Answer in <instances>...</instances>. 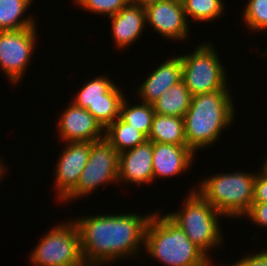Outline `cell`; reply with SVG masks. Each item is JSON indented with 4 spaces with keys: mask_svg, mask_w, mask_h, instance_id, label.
<instances>
[{
    "mask_svg": "<svg viewBox=\"0 0 267 266\" xmlns=\"http://www.w3.org/2000/svg\"><path fill=\"white\" fill-rule=\"evenodd\" d=\"M159 212H153L146 226L143 249L148 256L165 266H206L211 258L167 215Z\"/></svg>",
    "mask_w": 267,
    "mask_h": 266,
    "instance_id": "3957f363",
    "label": "cell"
},
{
    "mask_svg": "<svg viewBox=\"0 0 267 266\" xmlns=\"http://www.w3.org/2000/svg\"><path fill=\"white\" fill-rule=\"evenodd\" d=\"M208 177L194 186L195 191L224 218L243 217L253 203L256 173L237 171Z\"/></svg>",
    "mask_w": 267,
    "mask_h": 266,
    "instance_id": "277c9868",
    "label": "cell"
},
{
    "mask_svg": "<svg viewBox=\"0 0 267 266\" xmlns=\"http://www.w3.org/2000/svg\"><path fill=\"white\" fill-rule=\"evenodd\" d=\"M243 21L250 31L267 30V0H248L242 11ZM267 56V49L262 54Z\"/></svg>",
    "mask_w": 267,
    "mask_h": 266,
    "instance_id": "d4e9b609",
    "label": "cell"
},
{
    "mask_svg": "<svg viewBox=\"0 0 267 266\" xmlns=\"http://www.w3.org/2000/svg\"><path fill=\"white\" fill-rule=\"evenodd\" d=\"M125 97L120 107V118L141 131L147 138L150 134L155 111L152 104L140 102L131 106Z\"/></svg>",
    "mask_w": 267,
    "mask_h": 266,
    "instance_id": "7402d4cb",
    "label": "cell"
},
{
    "mask_svg": "<svg viewBox=\"0 0 267 266\" xmlns=\"http://www.w3.org/2000/svg\"><path fill=\"white\" fill-rule=\"evenodd\" d=\"M183 202V209L166 215L209 257L211 249L223 243L224 236L219 223L223 216L195 189L190 190Z\"/></svg>",
    "mask_w": 267,
    "mask_h": 266,
    "instance_id": "5b68a950",
    "label": "cell"
},
{
    "mask_svg": "<svg viewBox=\"0 0 267 266\" xmlns=\"http://www.w3.org/2000/svg\"><path fill=\"white\" fill-rule=\"evenodd\" d=\"M150 213H100L76 219L83 259L91 266H103L135 258L144 247Z\"/></svg>",
    "mask_w": 267,
    "mask_h": 266,
    "instance_id": "6da1fadb",
    "label": "cell"
},
{
    "mask_svg": "<svg viewBox=\"0 0 267 266\" xmlns=\"http://www.w3.org/2000/svg\"><path fill=\"white\" fill-rule=\"evenodd\" d=\"M253 203H267V165L264 163L256 173L253 190Z\"/></svg>",
    "mask_w": 267,
    "mask_h": 266,
    "instance_id": "4316f807",
    "label": "cell"
},
{
    "mask_svg": "<svg viewBox=\"0 0 267 266\" xmlns=\"http://www.w3.org/2000/svg\"><path fill=\"white\" fill-rule=\"evenodd\" d=\"M230 266H267V250L264 249L262 252L255 254L250 253Z\"/></svg>",
    "mask_w": 267,
    "mask_h": 266,
    "instance_id": "f1b7e54d",
    "label": "cell"
},
{
    "mask_svg": "<svg viewBox=\"0 0 267 266\" xmlns=\"http://www.w3.org/2000/svg\"><path fill=\"white\" fill-rule=\"evenodd\" d=\"M64 110L57 123L62 142H93L104 138V128L86 109L71 102Z\"/></svg>",
    "mask_w": 267,
    "mask_h": 266,
    "instance_id": "7c38bea8",
    "label": "cell"
},
{
    "mask_svg": "<svg viewBox=\"0 0 267 266\" xmlns=\"http://www.w3.org/2000/svg\"><path fill=\"white\" fill-rule=\"evenodd\" d=\"M153 142L146 140L136 147L121 152L118 163V182L127 184L153 183Z\"/></svg>",
    "mask_w": 267,
    "mask_h": 266,
    "instance_id": "4fadbf2b",
    "label": "cell"
},
{
    "mask_svg": "<svg viewBox=\"0 0 267 266\" xmlns=\"http://www.w3.org/2000/svg\"><path fill=\"white\" fill-rule=\"evenodd\" d=\"M184 8L186 20L197 22L217 21L222 16L225 5L223 0H181Z\"/></svg>",
    "mask_w": 267,
    "mask_h": 266,
    "instance_id": "603a6c76",
    "label": "cell"
},
{
    "mask_svg": "<svg viewBox=\"0 0 267 266\" xmlns=\"http://www.w3.org/2000/svg\"><path fill=\"white\" fill-rule=\"evenodd\" d=\"M64 145L66 148L62 149L54 169L55 197L61 203L75 189L91 151V142H66Z\"/></svg>",
    "mask_w": 267,
    "mask_h": 266,
    "instance_id": "30bf717a",
    "label": "cell"
},
{
    "mask_svg": "<svg viewBox=\"0 0 267 266\" xmlns=\"http://www.w3.org/2000/svg\"><path fill=\"white\" fill-rule=\"evenodd\" d=\"M146 23L165 39L187 40L189 22L181 0H158L145 7Z\"/></svg>",
    "mask_w": 267,
    "mask_h": 266,
    "instance_id": "8fae6325",
    "label": "cell"
},
{
    "mask_svg": "<svg viewBox=\"0 0 267 266\" xmlns=\"http://www.w3.org/2000/svg\"><path fill=\"white\" fill-rule=\"evenodd\" d=\"M37 37V27L0 31V69L11 85L19 84L24 78Z\"/></svg>",
    "mask_w": 267,
    "mask_h": 266,
    "instance_id": "9c48e42d",
    "label": "cell"
},
{
    "mask_svg": "<svg viewBox=\"0 0 267 266\" xmlns=\"http://www.w3.org/2000/svg\"><path fill=\"white\" fill-rule=\"evenodd\" d=\"M248 217L258 226L267 228V203H252L243 218Z\"/></svg>",
    "mask_w": 267,
    "mask_h": 266,
    "instance_id": "83f0119b",
    "label": "cell"
},
{
    "mask_svg": "<svg viewBox=\"0 0 267 266\" xmlns=\"http://www.w3.org/2000/svg\"><path fill=\"white\" fill-rule=\"evenodd\" d=\"M104 138L120 154L144 143L147 137L120 117L104 129Z\"/></svg>",
    "mask_w": 267,
    "mask_h": 266,
    "instance_id": "ffe728a7",
    "label": "cell"
},
{
    "mask_svg": "<svg viewBox=\"0 0 267 266\" xmlns=\"http://www.w3.org/2000/svg\"><path fill=\"white\" fill-rule=\"evenodd\" d=\"M194 155L195 152L187 145L153 142V182L158 177L173 178L187 172V169L189 171Z\"/></svg>",
    "mask_w": 267,
    "mask_h": 266,
    "instance_id": "5bb4252c",
    "label": "cell"
},
{
    "mask_svg": "<svg viewBox=\"0 0 267 266\" xmlns=\"http://www.w3.org/2000/svg\"><path fill=\"white\" fill-rule=\"evenodd\" d=\"M120 90L121 88L115 83L107 91V101L95 102L86 109L104 129L120 117L121 103L125 98L123 90Z\"/></svg>",
    "mask_w": 267,
    "mask_h": 266,
    "instance_id": "44dd1931",
    "label": "cell"
},
{
    "mask_svg": "<svg viewBox=\"0 0 267 266\" xmlns=\"http://www.w3.org/2000/svg\"><path fill=\"white\" fill-rule=\"evenodd\" d=\"M200 43L190 54L180 55L182 59V81L191 96L228 90L227 76L212 44Z\"/></svg>",
    "mask_w": 267,
    "mask_h": 266,
    "instance_id": "8992f818",
    "label": "cell"
},
{
    "mask_svg": "<svg viewBox=\"0 0 267 266\" xmlns=\"http://www.w3.org/2000/svg\"><path fill=\"white\" fill-rule=\"evenodd\" d=\"M147 140L158 143L187 145L184 119L155 113Z\"/></svg>",
    "mask_w": 267,
    "mask_h": 266,
    "instance_id": "e0dca14e",
    "label": "cell"
},
{
    "mask_svg": "<svg viewBox=\"0 0 267 266\" xmlns=\"http://www.w3.org/2000/svg\"><path fill=\"white\" fill-rule=\"evenodd\" d=\"M191 97L181 81L166 90L152 105L156 114L183 118L190 107Z\"/></svg>",
    "mask_w": 267,
    "mask_h": 266,
    "instance_id": "ac0fdd59",
    "label": "cell"
},
{
    "mask_svg": "<svg viewBox=\"0 0 267 266\" xmlns=\"http://www.w3.org/2000/svg\"><path fill=\"white\" fill-rule=\"evenodd\" d=\"M211 264H212V262L210 261L206 266H211ZM227 266H229V265H227Z\"/></svg>",
    "mask_w": 267,
    "mask_h": 266,
    "instance_id": "d6a6232c",
    "label": "cell"
},
{
    "mask_svg": "<svg viewBox=\"0 0 267 266\" xmlns=\"http://www.w3.org/2000/svg\"><path fill=\"white\" fill-rule=\"evenodd\" d=\"M76 6L93 12L96 15H106L108 17L118 13L129 0H74Z\"/></svg>",
    "mask_w": 267,
    "mask_h": 266,
    "instance_id": "484cf974",
    "label": "cell"
},
{
    "mask_svg": "<svg viewBox=\"0 0 267 266\" xmlns=\"http://www.w3.org/2000/svg\"><path fill=\"white\" fill-rule=\"evenodd\" d=\"M32 2L33 0H0V31L37 27L34 16H24Z\"/></svg>",
    "mask_w": 267,
    "mask_h": 266,
    "instance_id": "d6986e66",
    "label": "cell"
},
{
    "mask_svg": "<svg viewBox=\"0 0 267 266\" xmlns=\"http://www.w3.org/2000/svg\"><path fill=\"white\" fill-rule=\"evenodd\" d=\"M119 153L105 139L91 142V151L75 189L62 201L88 197L100 186L118 182ZM116 182V183H115Z\"/></svg>",
    "mask_w": 267,
    "mask_h": 266,
    "instance_id": "ba28073f",
    "label": "cell"
},
{
    "mask_svg": "<svg viewBox=\"0 0 267 266\" xmlns=\"http://www.w3.org/2000/svg\"><path fill=\"white\" fill-rule=\"evenodd\" d=\"M182 81V59L181 56H171L165 62L148 75L138 86L136 94L140 101L153 104L166 90Z\"/></svg>",
    "mask_w": 267,
    "mask_h": 266,
    "instance_id": "9a60e30c",
    "label": "cell"
},
{
    "mask_svg": "<svg viewBox=\"0 0 267 266\" xmlns=\"http://www.w3.org/2000/svg\"><path fill=\"white\" fill-rule=\"evenodd\" d=\"M64 266H91L90 264H88L84 259L80 262H75L72 264H68V265H64Z\"/></svg>",
    "mask_w": 267,
    "mask_h": 266,
    "instance_id": "1f68e13d",
    "label": "cell"
},
{
    "mask_svg": "<svg viewBox=\"0 0 267 266\" xmlns=\"http://www.w3.org/2000/svg\"><path fill=\"white\" fill-rule=\"evenodd\" d=\"M111 19L112 40L116 48L126 49L143 34L146 28L145 8L128 3L118 13L109 17Z\"/></svg>",
    "mask_w": 267,
    "mask_h": 266,
    "instance_id": "2e32d148",
    "label": "cell"
},
{
    "mask_svg": "<svg viewBox=\"0 0 267 266\" xmlns=\"http://www.w3.org/2000/svg\"><path fill=\"white\" fill-rule=\"evenodd\" d=\"M230 90H218L191 97L185 113L184 128L187 146L195 153L213 146L223 129L232 126L235 117Z\"/></svg>",
    "mask_w": 267,
    "mask_h": 266,
    "instance_id": "7a4b0ae2",
    "label": "cell"
},
{
    "mask_svg": "<svg viewBox=\"0 0 267 266\" xmlns=\"http://www.w3.org/2000/svg\"><path fill=\"white\" fill-rule=\"evenodd\" d=\"M158 0H129V3L141 6V7H146L150 4H153L155 2H157Z\"/></svg>",
    "mask_w": 267,
    "mask_h": 266,
    "instance_id": "f546056e",
    "label": "cell"
},
{
    "mask_svg": "<svg viewBox=\"0 0 267 266\" xmlns=\"http://www.w3.org/2000/svg\"><path fill=\"white\" fill-rule=\"evenodd\" d=\"M115 83L106 75H100L92 80H89L85 85L78 90L73 98V103L81 108L87 109L90 104L98 101H107V91Z\"/></svg>",
    "mask_w": 267,
    "mask_h": 266,
    "instance_id": "cb8c5ba5",
    "label": "cell"
},
{
    "mask_svg": "<svg viewBox=\"0 0 267 266\" xmlns=\"http://www.w3.org/2000/svg\"><path fill=\"white\" fill-rule=\"evenodd\" d=\"M75 219L58 223L32 249L29 261L35 266H64L83 260Z\"/></svg>",
    "mask_w": 267,
    "mask_h": 266,
    "instance_id": "52a82bcc",
    "label": "cell"
},
{
    "mask_svg": "<svg viewBox=\"0 0 267 266\" xmlns=\"http://www.w3.org/2000/svg\"><path fill=\"white\" fill-rule=\"evenodd\" d=\"M4 161H2L1 159H0V181H2V179H4L3 178V176H5V170H6V166H5V164L3 163Z\"/></svg>",
    "mask_w": 267,
    "mask_h": 266,
    "instance_id": "4dcf8cb0",
    "label": "cell"
}]
</instances>
